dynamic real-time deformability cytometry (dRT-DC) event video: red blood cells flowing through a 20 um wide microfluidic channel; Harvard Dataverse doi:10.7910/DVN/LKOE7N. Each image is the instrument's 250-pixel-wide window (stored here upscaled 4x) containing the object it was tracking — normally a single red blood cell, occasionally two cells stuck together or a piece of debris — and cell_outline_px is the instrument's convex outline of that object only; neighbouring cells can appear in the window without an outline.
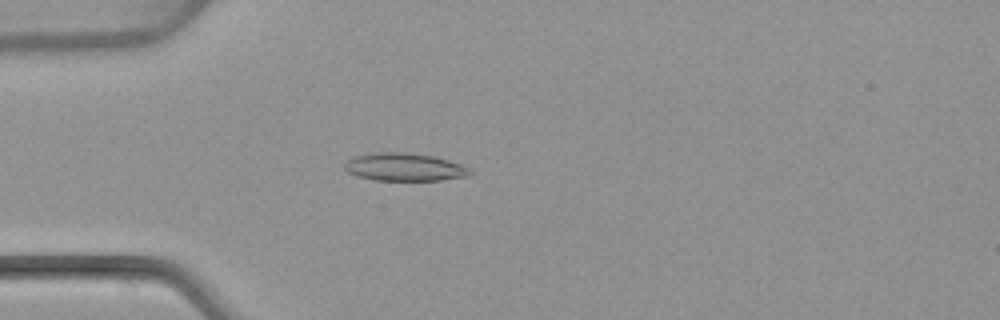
{"species": "common noctule bat (a hibernating species)", "species_latin": "Nyctalus noctula", "temperature_condition": "warm", "stored_images_in_passage": 47, "camera_frame_rate_fps": 3000, "um_per_image_px": 0.085, "animal": {"sex": "female", "body_mass_g": 22.7, "forearm_length_mm": 54.2}, "frame": {"image": 1, "passage_image": 11, "time_ms": 3.333, "image_size_px": [1000, 320], "cell_outline_px": [[472, 172], [468, 176], [440, 180], [376, 180], [356, 176], [348, 172], [344, 168], [344, 164], [352, 156], [376, 152], [404, 152], [432, 156], [448, 160], [472, 168]], "centroid_in_image_um": [34.36, 14.2], "position_along_channel_um": 50.6, "area_um2": 20.4}}
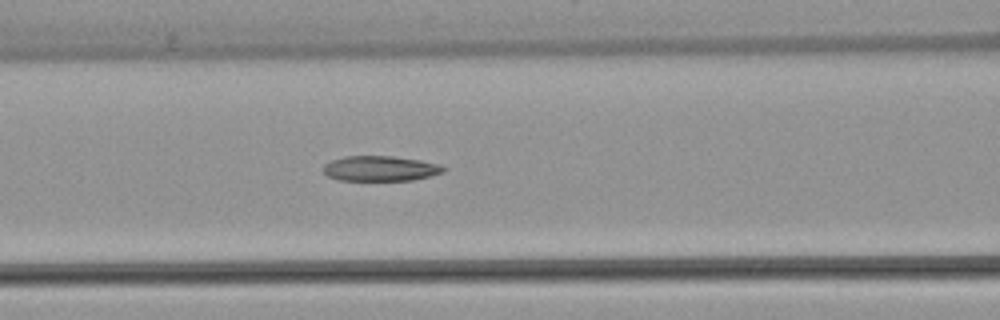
{"frame": {"image": 2, "passage_image": 18, "time_ms": 5.667, "image_size_px": [1000, 320], "cell_outline_px": [[448, 168], [444, 172], [432, 176], [412, 180], [340, 180], [328, 176], [324, 172], [324, 164], [332, 160], [344, 156], [392, 156], [420, 160], [440, 164]], "centroid_in_image_um": [32.38, 14.32], "position_along_channel_um": 134.2, "area_um2": 17.69}}
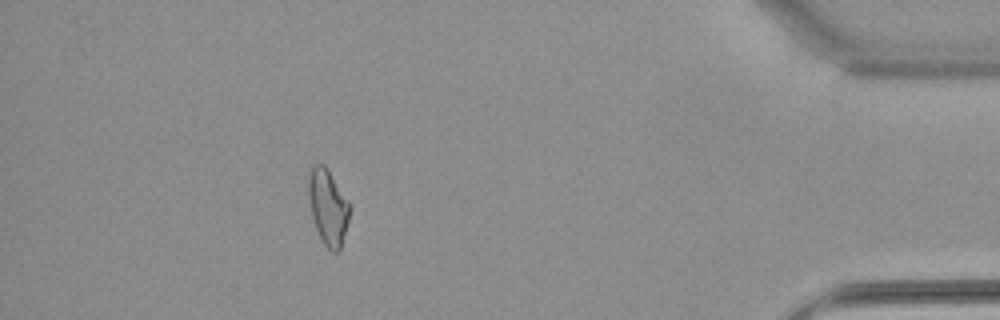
{"frame": {"image": 3, "passage_image": 42, "time_ms": 13.667, "image_size_px": [1000, 320], "cell_outline_px": [[352, 208], [340, 252], [332, 252], [324, 244], [316, 228], [312, 216], [308, 196], [308, 176], [312, 168], [316, 164], [324, 164], [328, 168]], "centroid_in_image_um": [27.9, 17.61], "position_along_channel_um": 407.3, "area_um2": 18.21}, "authors_computed_cell_mechanics": {"area_um2": 18.2648, "velocity_mm_per_s": 4.0735, "shape_relaxation_time_tau1_ms": null, "shape_relaxation_time_tau2_ms": 3.5262, "deformation_change_tau1": null, "deformation_change_tau2": 0.1201}}